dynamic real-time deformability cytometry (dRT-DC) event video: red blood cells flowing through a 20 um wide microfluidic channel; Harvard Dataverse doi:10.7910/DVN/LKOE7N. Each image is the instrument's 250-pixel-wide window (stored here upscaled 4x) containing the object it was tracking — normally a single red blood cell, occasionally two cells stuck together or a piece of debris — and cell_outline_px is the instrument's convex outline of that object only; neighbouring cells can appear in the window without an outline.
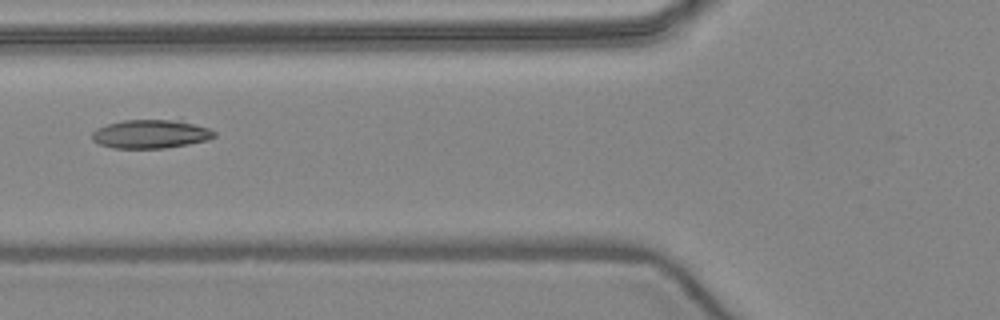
{"species": "common noctule bat (a hibernating species)", "species_latin": "Nyctalus noctula", "temperature_condition": "warm", "stored_images_in_passage": 4, "camera_frame_rate_fps": 3000, "um_per_image_px": 0.085, "animal": {"sex": "female", "body_mass_g": 24.6, "forearm_length_mm": 56.2}, "frame": {"image": 1, "passage_image": 4, "time_ms": 3.667, "image_size_px": [1000, 320], "cell_outline_px": [[216, 136], [208, 140], [188, 144], [164, 148], [112, 148], [100, 144], [92, 140], [92, 132], [96, 128], [108, 124], [124, 120], [172, 120], [192, 124], [208, 128], [216, 132]], "centroid_in_image_um": [12.78, 11.4], "position_along_channel_um": 113.0, "area_um2": 20.17}}